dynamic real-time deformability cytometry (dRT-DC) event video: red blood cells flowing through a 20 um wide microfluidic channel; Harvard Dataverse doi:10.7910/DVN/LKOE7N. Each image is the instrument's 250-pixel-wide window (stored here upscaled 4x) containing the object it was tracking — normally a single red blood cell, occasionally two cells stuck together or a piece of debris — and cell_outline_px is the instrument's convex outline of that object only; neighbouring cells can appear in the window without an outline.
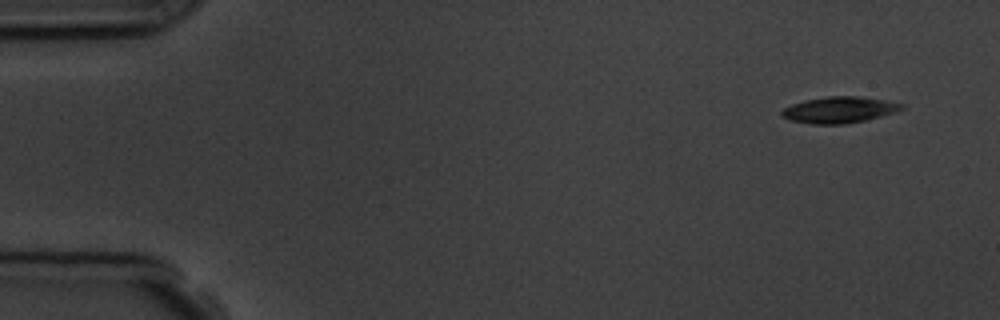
{"species": "common noctule bat (a hibernating species)", "species_latin": "Nyctalus noctula", "temperature_condition": "room temperature", "stored_images_in_passage": 7, "camera_frame_rate_fps": 3000, "um_per_image_px": 0.085, "animal": {"sex": "male", "body_mass_g": 19.5, "forearm_length_mm": 54.6}, "frame": {"image": 1, "passage_image": 1, "time_ms": 0.0, "image_size_px": [1000, 320], "cell_outline_px": [[904, 108], [880, 116], [848, 124], [812, 124], [788, 120], [780, 116], [780, 112], [784, 108], [792, 104], [804, 100], [828, 96], [860, 96], [884, 100], [904, 104]], "centroid_in_image_um": [71.27, 9.34], "position_along_channel_um": 13.7, "area_um2": 18.32}}
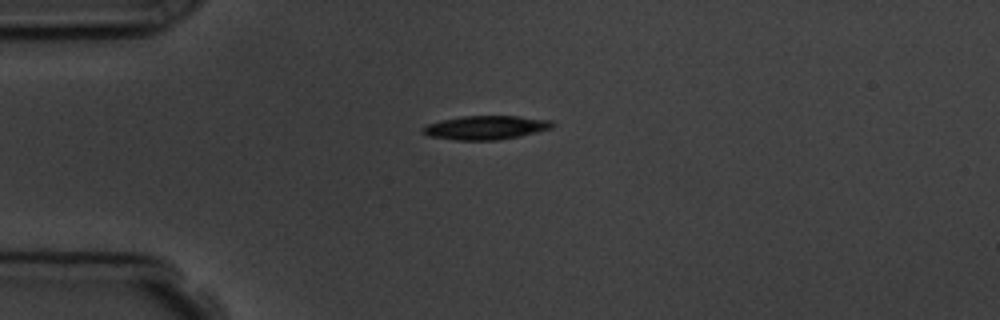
{"frame": {"image": 2, "passage_image": 4, "time_ms": 3.333, "image_size_px": [1000, 320], "cell_outline_px": [[556, 124], [552, 128], [520, 136], [500, 140], [456, 140], [428, 136], [420, 132], [420, 128], [428, 124], [440, 120], [460, 116], [516, 116], [552, 120]], "centroid_in_image_um": [41.27, 10.84], "position_along_channel_um": 43.7, "area_um2": 18.21}}